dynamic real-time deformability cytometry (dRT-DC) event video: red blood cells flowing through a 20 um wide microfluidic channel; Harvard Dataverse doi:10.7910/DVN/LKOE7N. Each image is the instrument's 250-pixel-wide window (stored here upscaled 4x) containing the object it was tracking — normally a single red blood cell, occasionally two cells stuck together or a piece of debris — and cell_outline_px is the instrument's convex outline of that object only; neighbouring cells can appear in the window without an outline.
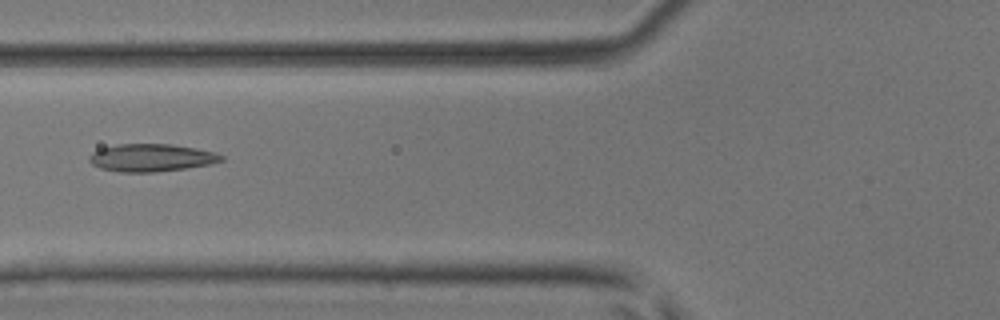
{"species": "common noctule bat (a hibernating species)", "species_latin": "Nyctalus noctula", "temperature_condition": "room temperature", "stored_images_in_passage": 3, "camera_frame_rate_fps": 3000, "um_per_image_px": 0.085, "animal": {"sex": "male", "body_mass_g": 17.9, "forearm_length_mm": 54.2}, "frame": {"image": 1, "passage_image": 3, "time_ms": 2.333, "image_size_px": [1000, 320], "cell_outline_px": [[224, 160], [212, 164], [156, 172], [120, 172], [100, 168], [92, 164], [88, 160], [88, 156], [92, 152], [100, 148], [116, 144], [172, 144], [196, 148], [216, 152], [224, 156]], "centroid_in_image_um": [12.86, 13.4], "position_along_channel_um": 112.9, "area_um2": 21.44}}